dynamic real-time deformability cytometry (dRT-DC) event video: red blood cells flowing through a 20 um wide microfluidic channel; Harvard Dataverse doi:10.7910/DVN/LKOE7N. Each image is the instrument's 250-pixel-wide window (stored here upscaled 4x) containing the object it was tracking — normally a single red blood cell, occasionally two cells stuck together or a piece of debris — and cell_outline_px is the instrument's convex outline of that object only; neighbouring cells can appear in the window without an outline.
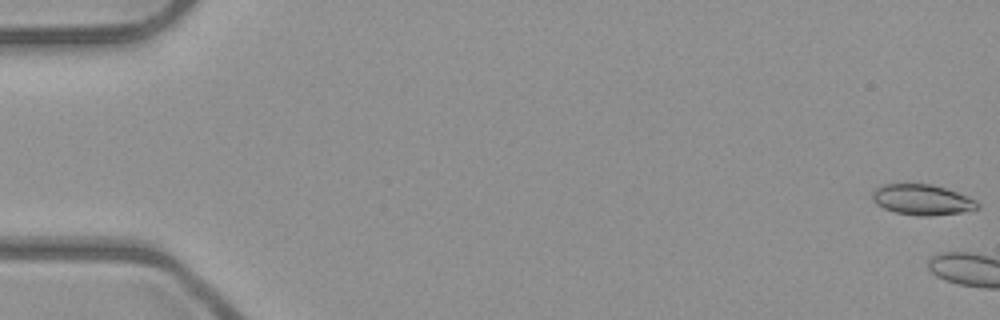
{"species": "common noctule bat (a hibernating species)", "species_latin": "Nyctalus noctula", "temperature_condition": "room temperature", "stored_images_in_passage": 4, "camera_frame_rate_fps": 3000, "um_per_image_px": 0.085, "animal": {"sex": "male", "body_mass_g": 23.1, "forearm_length_mm": 52.7}, "frame": {"image": 1, "passage_image": 1, "time_ms": 0.0, "image_size_px": [1000, 320], "cell_outline_px": [[980, 208], [960, 212], [932, 216], [920, 216], [896, 212], [884, 208], [876, 204], [872, 200], [872, 192], [876, 188], [884, 184], [932, 184], [956, 192], [976, 200], [980, 204]], "centroid_in_image_um": [78.37, 16.98], "position_along_channel_um": 6.6, "area_um2": 18.61}}